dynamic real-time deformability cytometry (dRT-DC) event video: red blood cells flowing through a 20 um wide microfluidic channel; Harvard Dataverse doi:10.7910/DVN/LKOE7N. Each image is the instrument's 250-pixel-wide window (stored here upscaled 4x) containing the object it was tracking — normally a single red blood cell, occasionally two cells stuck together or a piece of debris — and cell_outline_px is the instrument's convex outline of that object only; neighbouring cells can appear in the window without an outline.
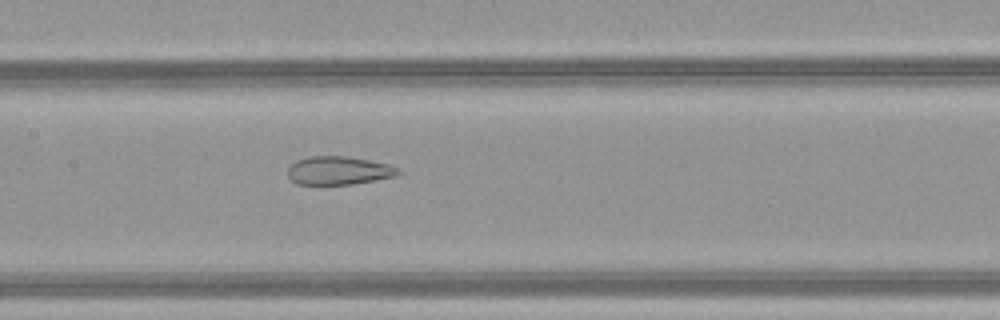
{"species": "common noctule bat (a hibernating species)", "species_latin": "Nyctalus noctula", "temperature_condition": "warm", "stored_images_in_passage": 33, "camera_frame_rate_fps": 3000, "um_per_image_px": 0.085, "animal": {"sex": "female", "body_mass_g": 21.9}, "frame": {"image": 1, "passage_image": 13, "time_ms": 4.0, "image_size_px": [1000, 320], "cell_outline_px": [[400, 172], [396, 176], [376, 180], [352, 184], [296, 184], [288, 176], [288, 168], [296, 160], [308, 156], [348, 156], [388, 164], [400, 168]], "centroid_in_image_um": [28.79, 14.49], "position_along_channel_um": 178.6, "area_um2": 18.26}}
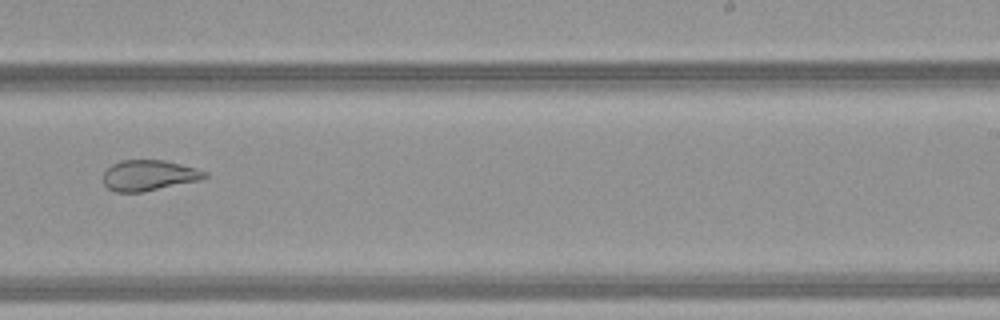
{"frame": {"image": 2, "passage_image": 20, "time_ms": 6.333, "image_size_px": [1000, 320], "cell_outline_px": [[208, 176], [200, 180], [144, 192], [116, 192], [108, 188], [104, 184], [104, 172], [112, 164], [120, 160], [164, 160], [196, 168], [208, 172]], "centroid_in_image_um": [12.67, 14.91], "position_along_channel_um": 276.3, "area_um2": 18.15}}
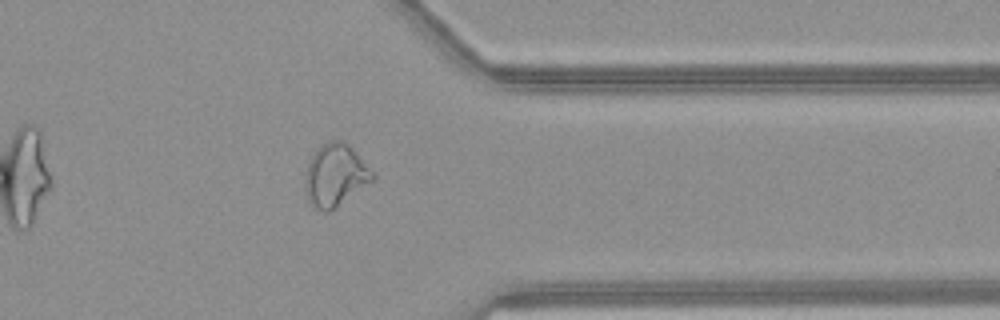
{"frame": {"image": 3, "passage_image": 28, "time_ms": 9.0, "image_size_px": [1000, 320], "cell_outline_px": [[376, 176], [372, 180], [328, 212], [324, 212], [312, 208], [308, 200], [304, 184], [308, 164], [312, 152], [316, 148], [328, 140], [344, 140], [352, 148]], "centroid_in_image_um": [28.44, 14.87], "position_along_channel_um": 383.0, "area_um2": 24.22}, "authors_computed_cell_mechanics": {"area_um2": 20.23, "velocity_mm_per_s": 4.214, "shape_relaxation_time_tau1_ms": null, "shape_relaxation_time_tau2_ms": 1.6045, "deformation_change_tau1": null, "deformation_change_tau2": 0.0996}}